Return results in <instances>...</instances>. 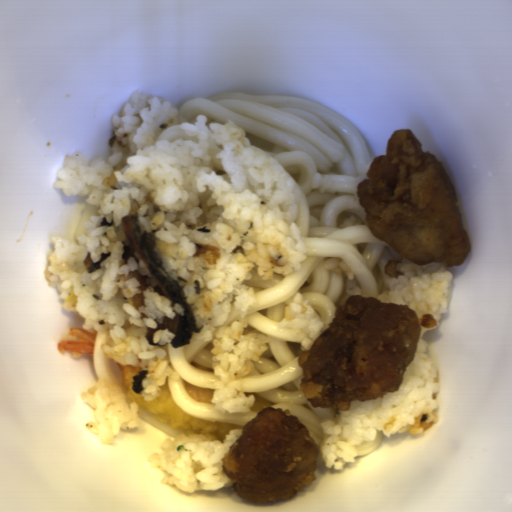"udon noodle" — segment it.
<instances>
[{"label":"udon noodle","mask_w":512,"mask_h":512,"mask_svg":"<svg viewBox=\"0 0 512 512\" xmlns=\"http://www.w3.org/2000/svg\"><path fill=\"white\" fill-rule=\"evenodd\" d=\"M187 118L205 114L217 122H238L248 139L287 171L297 193L305 258L289 275L249 279L255 298L246 329L267 336L254 370L236 381L238 391L289 409L315 443L323 442L322 420L342 409L314 407L300 390L304 352L299 334L280 326L286 305L302 294L318 315L324 332L351 295L375 298L407 258L378 239L366 224L357 188L374 154L352 122L323 104L300 95H252L221 91L186 99L178 108ZM338 257L355 273L350 282L323 269Z\"/></svg>","instance_id":"1"},{"label":"udon noodle","mask_w":512,"mask_h":512,"mask_svg":"<svg viewBox=\"0 0 512 512\" xmlns=\"http://www.w3.org/2000/svg\"><path fill=\"white\" fill-rule=\"evenodd\" d=\"M169 366L181 375L182 381L167 379L171 398L181 410L196 419H217L231 424H245L259 412L223 413L214 404L197 400L189 395L184 384L214 390V351L209 340L192 335L191 342L175 348L171 342L165 346Z\"/></svg>","instance_id":"2"},{"label":"udon noodle","mask_w":512,"mask_h":512,"mask_svg":"<svg viewBox=\"0 0 512 512\" xmlns=\"http://www.w3.org/2000/svg\"><path fill=\"white\" fill-rule=\"evenodd\" d=\"M103 343V334L98 330L94 337L91 353L97 383L105 379L115 380L122 387L124 396L127 399L123 376L118 362L111 360L102 352Z\"/></svg>","instance_id":"3"},{"label":"udon noodle","mask_w":512,"mask_h":512,"mask_svg":"<svg viewBox=\"0 0 512 512\" xmlns=\"http://www.w3.org/2000/svg\"><path fill=\"white\" fill-rule=\"evenodd\" d=\"M138 418L155 428L156 430L160 431L161 433L165 434L166 436L170 437L171 439L173 437L185 434L183 431H181L179 428L174 426L171 423L159 421L150 414H148L145 411H142L139 409V415Z\"/></svg>","instance_id":"4"},{"label":"udon noodle","mask_w":512,"mask_h":512,"mask_svg":"<svg viewBox=\"0 0 512 512\" xmlns=\"http://www.w3.org/2000/svg\"><path fill=\"white\" fill-rule=\"evenodd\" d=\"M95 215H97V207L86 203L78 213L72 240L76 241L80 237L85 224Z\"/></svg>","instance_id":"5"},{"label":"udon noodle","mask_w":512,"mask_h":512,"mask_svg":"<svg viewBox=\"0 0 512 512\" xmlns=\"http://www.w3.org/2000/svg\"><path fill=\"white\" fill-rule=\"evenodd\" d=\"M385 435L386 434L376 433V437L371 442L363 443L359 447L355 459H358L369 453L374 452L381 445Z\"/></svg>","instance_id":"6"}]
</instances>
